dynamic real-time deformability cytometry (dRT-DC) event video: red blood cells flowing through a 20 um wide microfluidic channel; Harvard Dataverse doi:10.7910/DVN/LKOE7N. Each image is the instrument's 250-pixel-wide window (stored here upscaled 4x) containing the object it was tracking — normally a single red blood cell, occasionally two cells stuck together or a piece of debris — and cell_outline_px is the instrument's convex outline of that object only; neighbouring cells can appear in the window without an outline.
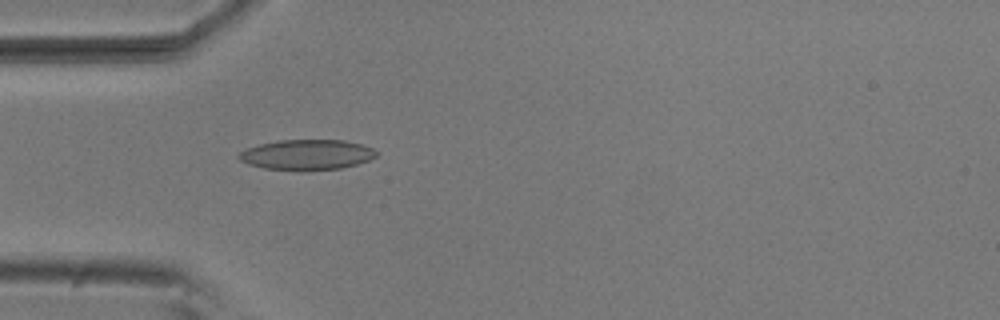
{"species": "common noctule bat (a hibernating species)", "species_latin": "Nyctalus noctula", "temperature_condition": "room temperature", "stored_images_in_passage": 5, "camera_frame_rate_fps": 3000, "um_per_image_px": 0.085, "animal": {"sex": "male", "body_mass_g": 20.5, "forearm_length_mm": 52.5}, "frame": {"image": 1, "passage_image": 5, "time_ms": 1.333, "image_size_px": [1000, 320], "cell_outline_px": [[380, 152], [376, 156], [368, 160], [356, 164], [340, 168], [264, 168], [248, 164], [240, 160], [236, 156], [240, 152], [248, 148], [260, 144], [280, 140], [344, 140], [360, 144], [372, 148]], "centroid_in_image_um": [26.09, 13.11], "position_along_channel_um": 58.9, "area_um2": 23.41}}